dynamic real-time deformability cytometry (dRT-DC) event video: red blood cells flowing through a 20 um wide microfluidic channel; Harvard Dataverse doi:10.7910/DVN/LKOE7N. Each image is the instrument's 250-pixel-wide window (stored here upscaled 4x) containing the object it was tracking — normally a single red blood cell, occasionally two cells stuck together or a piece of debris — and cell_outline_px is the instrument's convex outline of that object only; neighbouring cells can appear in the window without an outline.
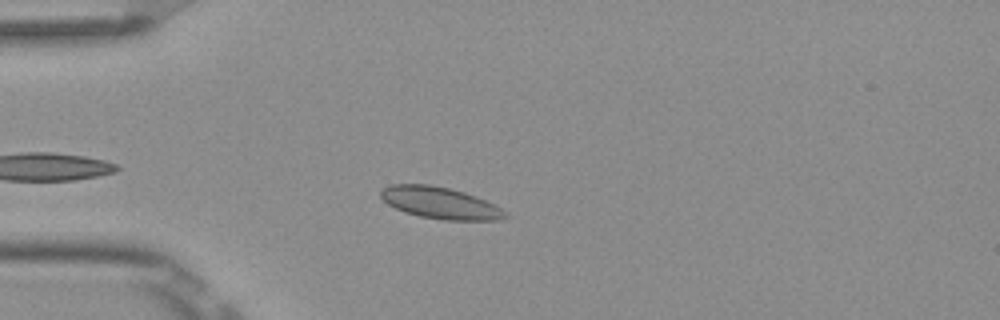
{"species": "Egyptian fruit bat (a non-hibernating species)", "species_latin": "Rousettus aegyptiacus", "temperature_condition": "room temperature", "stored_images_in_passage": 4, "camera_frame_rate_fps": 3000, "um_per_image_px": 0.085, "frame": {"image": 1, "passage_image": 4, "time_ms": 1.0, "image_size_px": [1000, 320], "cell_outline_px": [[508, 216], [500, 220], [444, 220], [420, 216], [404, 212], [388, 204], [380, 196], [380, 192], [384, 188], [392, 184], [428, 184], [448, 188], [464, 192], [476, 196], [508, 212]], "centroid_in_image_um": [37.42, 17.25], "position_along_channel_um": 47.6, "area_um2": 22.83}}